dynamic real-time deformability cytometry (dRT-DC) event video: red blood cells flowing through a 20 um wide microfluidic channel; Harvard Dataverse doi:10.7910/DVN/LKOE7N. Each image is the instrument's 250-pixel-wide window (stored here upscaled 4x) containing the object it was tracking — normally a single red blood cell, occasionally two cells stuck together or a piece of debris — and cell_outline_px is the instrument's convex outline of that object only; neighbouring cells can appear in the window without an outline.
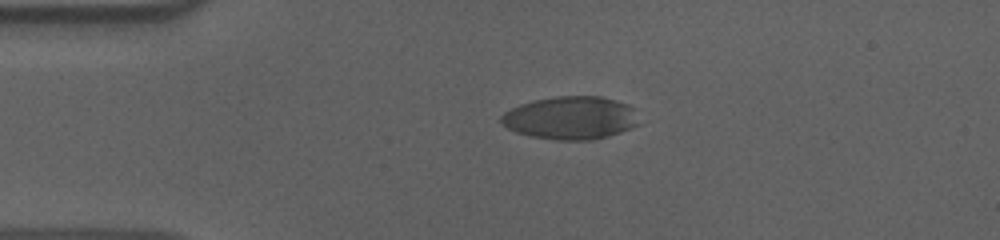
{"species": "human", "species_latin": "Homo sapiens", "temperature_condition": "cold", "stored_images_in_passage": 45, "camera_frame_rate_fps": 3000, "um_per_image_px": 0.085, "donor": {"sex": "male"}, "frame": {"image": 1, "passage_image": 1, "time_ms": 0.0, "image_size_px": [1000, 240], "cell_outline_px": [[636, 124], [632, 128], [608, 136], [592, 140], [556, 140], [528, 136], [516, 132], [508, 128], [500, 120], [500, 116], [504, 112], [520, 104], [536, 100], [556, 96], [600, 96], [616, 100], [628, 104], [632, 108]], "centroid_in_image_um": [48.46, 10.02], "position_along_channel_um": 36.5, "area_um2": 34.28}}
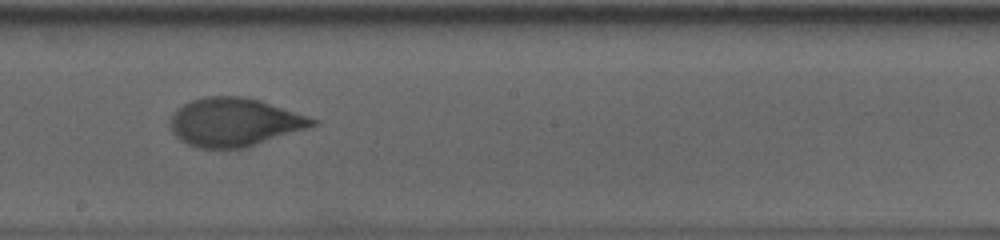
{"frame": {"image": 2, "passage_image": 20, "time_ms": 6.333, "image_size_px": [1000, 240], "cell_outline_px": [[320, 124], [248, 148], [200, 148], [188, 144], [180, 140], [172, 132], [172, 116], [176, 108], [192, 100], [208, 96], [244, 96], [260, 100], [320, 120]], "centroid_in_image_um": [19.98, 10.39], "position_along_channel_um": 228.2, "area_um2": 40.23}}
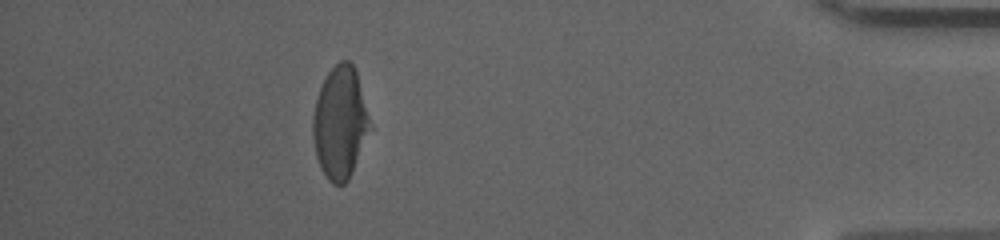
{"frame": {"image": 3, "passage_image": 39, "time_ms": 12.667, "image_size_px": [1000, 240], "cell_outline_px": [[372, 128], [348, 180], [344, 184], [332, 184], [328, 180], [320, 168], [316, 156], [312, 136], [312, 116], [316, 96], [328, 72], [340, 60], [348, 60], [356, 68], [372, 124]], "centroid_in_image_um": [28.91, 10.42], "position_along_channel_um": 406.3, "area_um2": 37.8}, "authors_computed_cell_mechanics": {"area_um2": 39.3618, "velocity_mm_per_s": 3.6167, "shape_relaxation_time_tau1_ms": 6.3613, "shape_relaxation_time_tau2_ms": 1.1167, "deformation_change_tau1": 0.2292, "deformation_change_tau2": 0.0552}}